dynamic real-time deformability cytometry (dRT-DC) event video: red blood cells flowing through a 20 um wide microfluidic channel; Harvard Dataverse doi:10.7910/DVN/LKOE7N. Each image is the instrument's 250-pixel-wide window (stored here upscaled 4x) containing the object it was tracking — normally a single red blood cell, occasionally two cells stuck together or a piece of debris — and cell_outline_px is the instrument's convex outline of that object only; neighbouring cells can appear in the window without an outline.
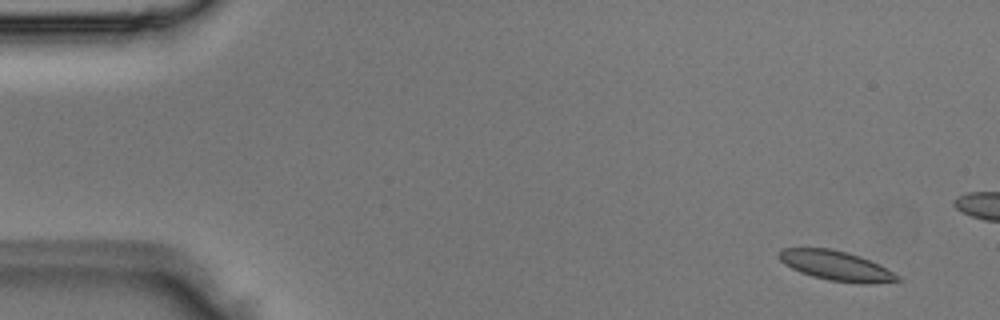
{"species": "Egyptian fruit bat (a non-hibernating species)", "species_latin": "Rousettus aegyptiacus", "temperature_condition": "room temperature", "stored_images_in_passage": 2, "segment_of_instrument_passage": [2, 2], "camera_frame_rate_fps": 3000, "um_per_image_px": 0.085, "animal": {"sex": "male"}, "frame": {"image": 1, "passage_image": 2, "time_ms": 0.333, "image_size_px": [1000, 320], "cell_outline_px": [[904, 280], [868, 284], [860, 284], [828, 280], [812, 276], [800, 272], [784, 264], [776, 256], [776, 252], [780, 248], [832, 248], [848, 252], [860, 256], [880, 264], [900, 276]], "centroid_in_image_um": [71.06, 22.58], "position_along_channel_um": 13.9, "area_um2": 20.92}}